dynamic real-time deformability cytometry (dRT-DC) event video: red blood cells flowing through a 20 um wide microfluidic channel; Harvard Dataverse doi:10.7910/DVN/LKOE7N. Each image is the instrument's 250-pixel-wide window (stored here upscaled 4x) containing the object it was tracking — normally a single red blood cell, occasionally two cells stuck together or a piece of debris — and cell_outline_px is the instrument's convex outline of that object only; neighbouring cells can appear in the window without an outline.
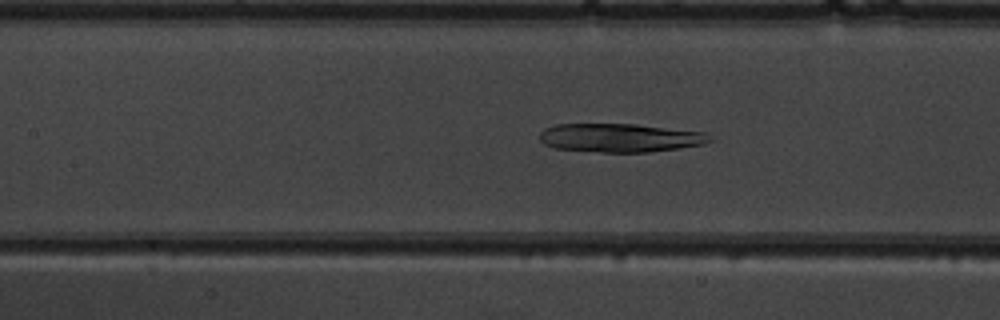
{"species": "common noctule bat (a hibernating species)", "species_latin": "Nyctalus noctula", "temperature_condition": "warm", "stored_images_in_passage": 30, "camera_frame_rate_fps": 3000, "um_per_image_px": 0.085, "animal": {"sex": "male", "body_mass_g": 19.5, "forearm_length_mm": 54.6}, "frame": {"image": 1, "passage_image": 13, "time_ms": 4.0, "image_size_px": [1000, 320], "cell_outline_px": [[712, 140], [704, 144], [680, 148], [648, 152], [600, 152], [556, 148], [544, 144], [540, 140], [540, 132], [544, 128], [556, 124], [636, 124], [704, 132]], "centroid_in_image_um": [52.68, 11.71], "position_along_channel_um": 154.7, "area_um2": 28.26}}
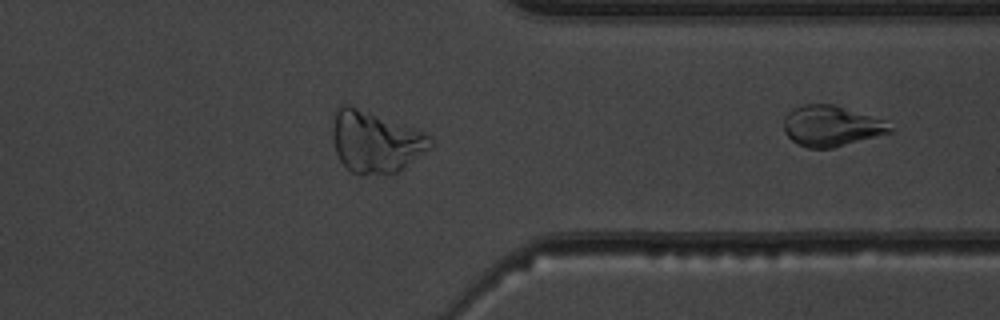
{"frame": {"image": 2, "passage_image": 30, "time_ms": 9.667, "image_size_px": [1000, 320], "cell_outline_px": [[896, 128], [892, 132], [832, 148], [808, 148], [796, 144], [784, 132], [784, 116], [792, 108], [804, 104], [832, 104], [884, 120]], "centroid_in_image_um": [70.65, 10.71], "position_along_channel_um": 340.8, "area_um2": 25.2}}